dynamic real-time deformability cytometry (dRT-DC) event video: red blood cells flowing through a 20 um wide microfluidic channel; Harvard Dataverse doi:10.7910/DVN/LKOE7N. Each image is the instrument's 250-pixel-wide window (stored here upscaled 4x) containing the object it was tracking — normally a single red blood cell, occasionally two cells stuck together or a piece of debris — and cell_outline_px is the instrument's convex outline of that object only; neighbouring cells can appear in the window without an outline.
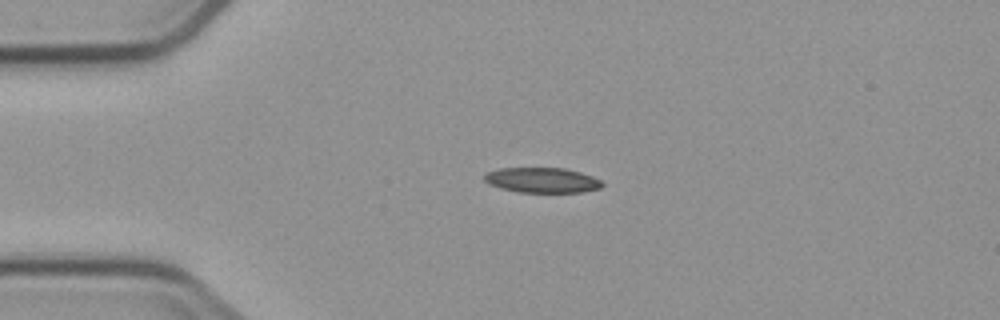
{"species": "common noctule bat (a hibernating species)", "species_latin": "Nyctalus noctula", "temperature_condition": "cold", "stored_images_in_passage": 5, "camera_frame_rate_fps": 3000, "um_per_image_px": 0.085, "animal": {"sex": "male", "body_mass_g": 23.1, "forearm_length_mm": 52.7}, "frame": {"image": 1, "passage_image": 1, "time_ms": 0.0, "image_size_px": [1000, 320], "cell_outline_px": [[604, 184], [600, 188], [580, 192], [520, 192], [500, 188], [488, 184], [484, 180], [484, 172], [500, 168], [564, 168], [580, 172], [592, 176], [600, 180]], "centroid_in_image_um": [46.04, 15.31], "position_along_channel_um": 39.0, "area_um2": 17.28}}
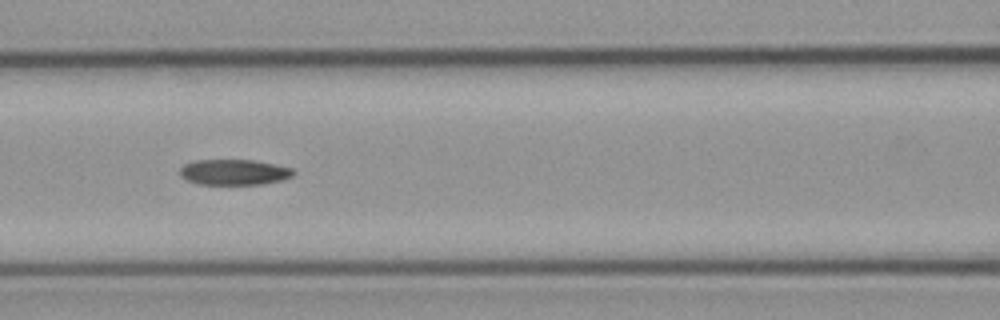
{"frame": {"image": 2, "passage_image": 4, "time_ms": 3.667, "image_size_px": [1000, 320], "cell_outline_px": [[296, 172], [292, 176], [284, 180], [260, 184], [200, 184], [188, 180], [180, 176], [180, 168], [184, 164], [196, 160], [252, 160], [292, 168]], "centroid_in_image_um": [19.9, 14.63], "position_along_channel_um": 146.7, "area_um2": 16.82}}
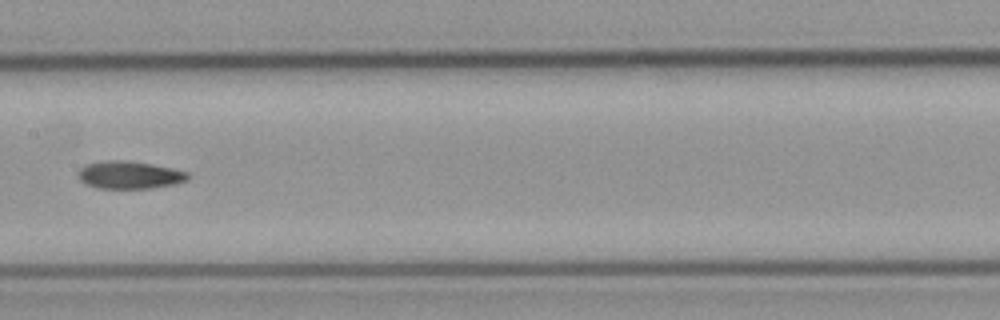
{"frame": {"image": 3, "passage_image": 5, "time_ms": 5.0, "image_size_px": [1000, 320], "cell_outline_px": [[188, 180], [176, 184], [152, 188], [96, 188], [80, 180], [76, 172], [80, 168], [88, 164], [104, 160], [124, 160], [152, 164], [172, 168], [188, 172]], "centroid_in_image_um": [11.01, 14.87], "position_along_channel_um": 196.4, "area_um2": 17.69}}